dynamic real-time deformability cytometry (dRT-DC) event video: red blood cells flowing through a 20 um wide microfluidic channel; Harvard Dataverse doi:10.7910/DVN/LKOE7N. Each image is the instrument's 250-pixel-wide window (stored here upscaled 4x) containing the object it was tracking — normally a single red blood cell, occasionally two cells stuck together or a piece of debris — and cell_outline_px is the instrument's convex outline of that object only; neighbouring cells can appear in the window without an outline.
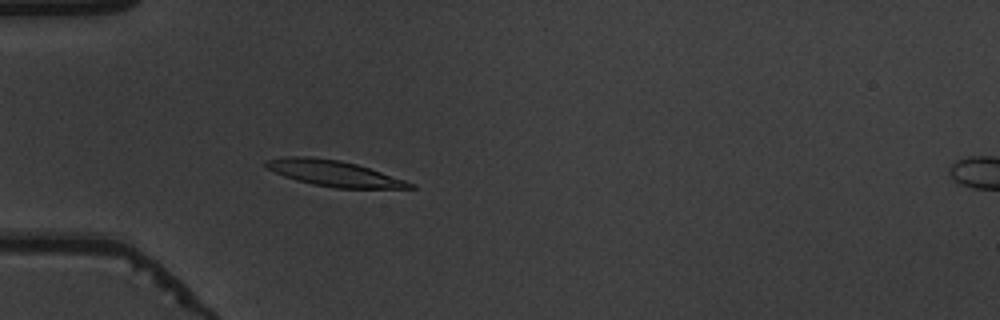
{"species": "common noctule bat (a hibernating species)", "species_latin": "Nyctalus noctula", "temperature_condition": "warm", "stored_images_in_passage": 55, "camera_frame_rate_fps": 3000, "um_per_image_px": 0.085, "animal": {"sex": "male", "body_mass_g": 19.5, "forearm_length_mm": 54.6}, "frame": {"image": 1, "passage_image": 18, "time_ms": 5.667, "image_size_px": [1000, 320], "cell_outline_px": [[416, 188], [336, 188], [312, 184], [296, 180], [284, 176], [268, 168], [264, 164], [264, 160], [288, 156], [312, 156], [340, 160], [356, 164], [416, 184]], "centroid_in_image_um": [28.35, 14.72], "position_along_channel_um": 56.6, "area_um2": 21.5}}
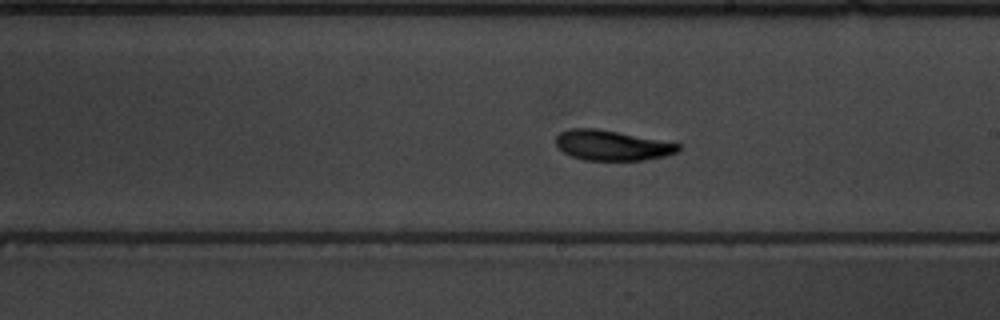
{"frame": {"image": 2, "passage_image": 33, "time_ms": 10.667, "image_size_px": [1000, 320], "cell_outline_px": [[680, 148], [676, 152], [664, 156], [644, 160], [584, 160], [572, 156], [564, 152], [556, 144], [556, 136], [560, 132], [568, 128], [596, 128], [680, 144]], "centroid_in_image_um": [51.97, 12.35], "position_along_channel_um": 237.0, "area_um2": 21.21}}
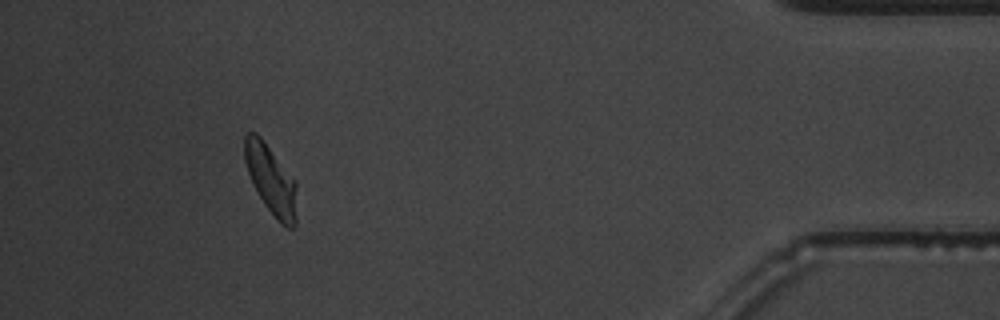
{"frame": {"image": 3, "passage_image": 51, "time_ms": 16.667, "image_size_px": [1000, 320], "cell_outline_px": [[296, 228], [288, 228], [280, 224], [276, 220], [264, 204], [248, 172], [244, 160], [244, 136], [248, 132], [256, 132], [264, 140], [296, 180]], "centroid_in_image_um": [23.05, 15.28], "position_along_channel_um": 412.1, "area_um2": 21.21}, "authors_computed_cell_mechanics": {"area_um2": 21.2126, "velocity_mm_per_s": 3.8031, "shape_relaxation_time_tau1_ms": 3.6687, "shape_relaxation_time_tau2_ms": 1.6512, "deformation_change_tau1": 0.1567, "deformation_change_tau2": 0.0736}}